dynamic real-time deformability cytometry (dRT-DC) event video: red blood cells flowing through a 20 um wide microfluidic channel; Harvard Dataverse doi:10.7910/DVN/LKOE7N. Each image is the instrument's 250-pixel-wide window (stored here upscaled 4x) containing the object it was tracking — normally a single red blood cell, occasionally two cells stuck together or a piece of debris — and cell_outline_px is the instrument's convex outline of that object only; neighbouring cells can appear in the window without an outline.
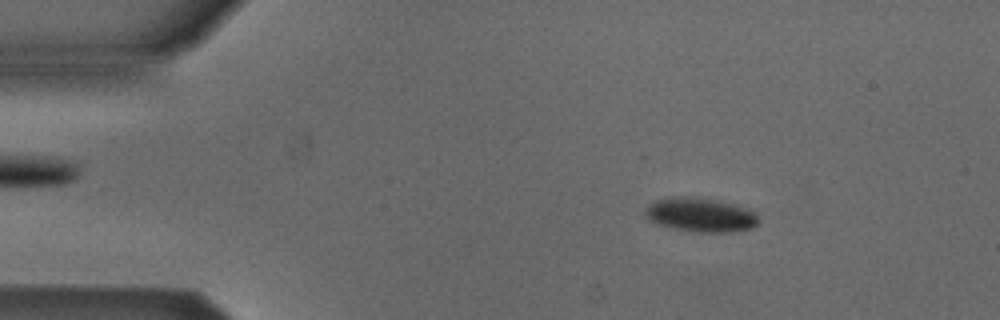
{"species": "Egyptian fruit bat (a non-hibernating species)", "species_latin": "Rousettus aegyptiacus", "temperature_condition": "cold", "stored_images_in_passage": 53, "camera_frame_rate_fps": 3000, "um_per_image_px": 0.085, "animal": {"sex": "male"}, "frame": {"image": 1, "passage_image": 8, "time_ms": 2.333, "image_size_px": [1000, 320], "cell_outline_px": [[760, 220], [752, 228], [728, 232], [700, 232], [676, 228], [660, 224], [648, 220], [644, 216], [644, 208], [648, 204], [656, 200], [676, 196], [696, 196], [716, 200], [732, 204], [756, 212]], "centroid_in_image_um": [59.52, 18.24], "position_along_channel_um": 25.5, "area_um2": 22.48}}
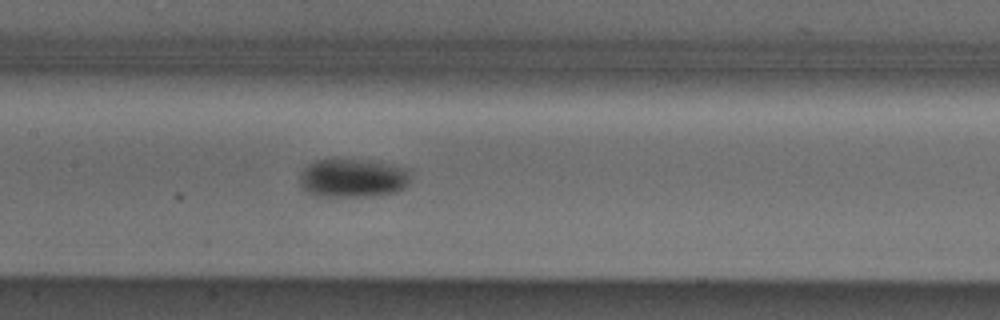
{"frame": {"image": 2, "passage_image": 25, "time_ms": 8.0, "image_size_px": [1000, 320], "cell_outline_px": [[408, 184], [404, 188], [396, 192], [376, 196], [316, 196], [308, 192], [300, 184], [300, 172], [308, 164], [316, 160], [332, 156], [372, 160], [408, 168]], "centroid_in_image_um": [29.96, 15.09], "position_along_channel_um": 177.4, "area_um2": 25.78}}
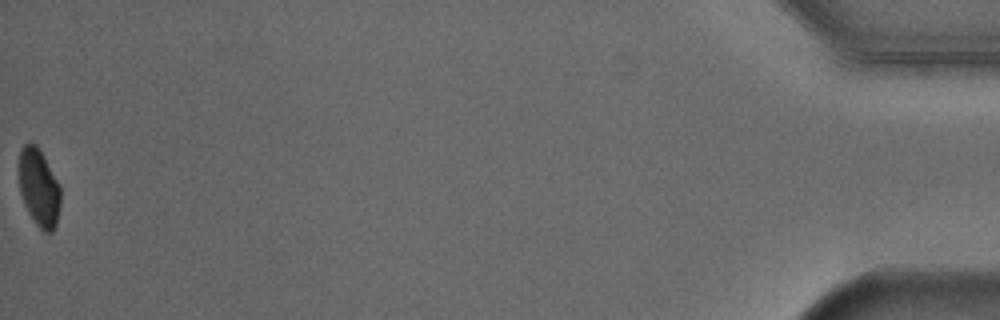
{"frame": {"image": 3, "passage_image": 53, "time_ms": 17.333, "image_size_px": [1000, 320], "cell_outline_px": [[60, 204], [56, 224], [52, 232], [44, 232], [36, 224], [28, 212], [24, 204], [20, 192], [20, 148], [28, 140], [36, 144], [60, 184]], "centroid_in_image_um": [3.31, 15.94], "position_along_channel_um": 431.9, "area_um2": 18.73}, "authors_computed_cell_mechanics": {"area_um2": 22.1952, "velocity_mm_per_s": 3.8607, "shape_relaxation_time_tau1_ms": 2.5341, "shape_relaxation_time_tau2_ms": null, "deformation_change_tau1": 0.0729, "deformation_change_tau2": null}}